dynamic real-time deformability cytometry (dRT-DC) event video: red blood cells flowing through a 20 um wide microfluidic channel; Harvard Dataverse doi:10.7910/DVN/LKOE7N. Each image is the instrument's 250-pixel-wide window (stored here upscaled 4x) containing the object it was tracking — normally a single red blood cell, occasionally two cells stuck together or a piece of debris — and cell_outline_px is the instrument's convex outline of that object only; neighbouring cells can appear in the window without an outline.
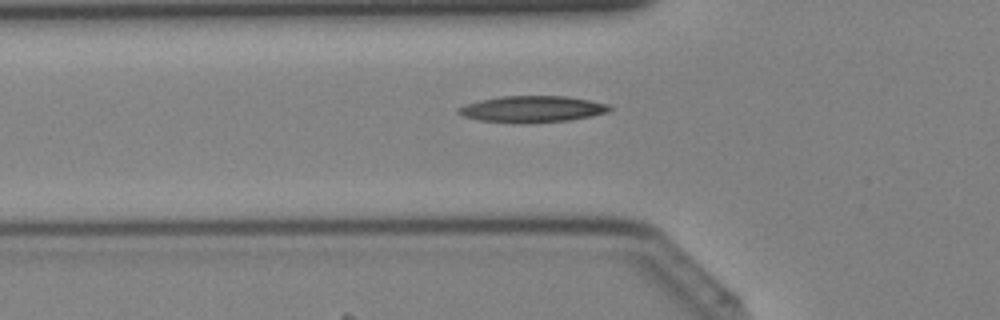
{"species": "Egyptian fruit bat (a non-hibernating species)", "species_latin": "Rousettus aegyptiacus", "temperature_condition": "cold", "stored_images_in_passage": 30, "camera_frame_rate_fps": 3000, "um_per_image_px": 0.085, "animal": {"sex": "female"}, "frame": {"image": 1, "passage_image": 3, "time_ms": 0.667, "image_size_px": [1000, 320], "cell_outline_px": [[612, 108], [608, 112], [568, 120], [532, 124], [512, 124], [480, 120], [464, 116], [456, 112], [456, 108], [464, 104], [480, 100], [500, 96], [564, 96], [588, 100], [608, 104]], "centroid_in_image_um": [45.16, 9.29], "position_along_channel_um": 80.6, "area_um2": 23.52}}
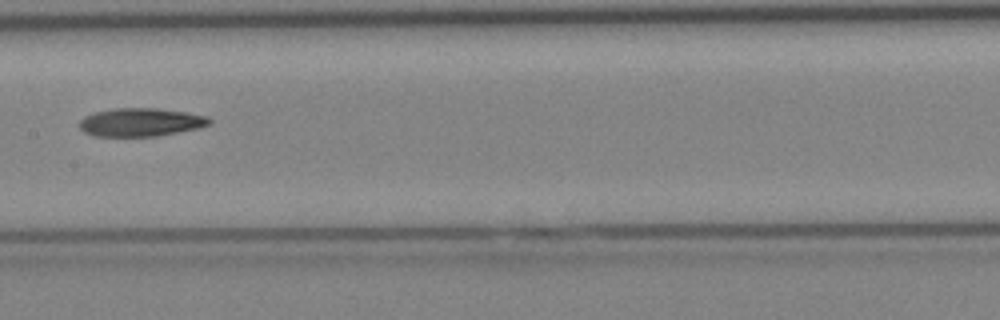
{"frame": {"image": 2, "passage_image": 10, "time_ms": 3.0, "image_size_px": [1000, 320], "cell_outline_px": [[212, 124], [200, 128], [156, 136], [96, 136], [84, 132], [80, 128], [80, 120], [84, 116], [92, 112], [112, 108], [156, 108], [188, 112], [208, 116], [212, 120]], "centroid_in_image_um": [11.99, 10.38], "position_along_channel_um": 195.4, "area_um2": 21.68}}
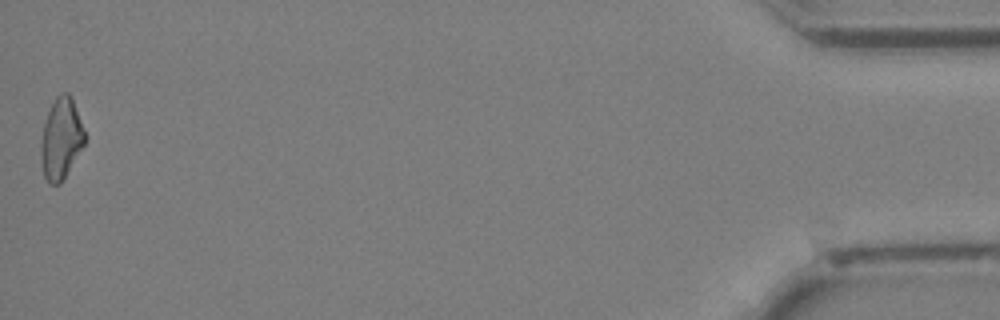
{"frame": {"image": 3, "passage_image": 30, "time_ms": 9.667, "image_size_px": [1000, 320], "cell_outline_px": [[84, 144], [60, 184], [52, 184], [44, 176], [40, 156], [40, 140], [44, 124], [48, 112], [56, 96], [60, 92], [68, 92], [72, 96], [84, 132]], "centroid_in_image_um": [5.16, 11.76], "position_along_channel_um": 430.0, "area_um2": 20.4}}